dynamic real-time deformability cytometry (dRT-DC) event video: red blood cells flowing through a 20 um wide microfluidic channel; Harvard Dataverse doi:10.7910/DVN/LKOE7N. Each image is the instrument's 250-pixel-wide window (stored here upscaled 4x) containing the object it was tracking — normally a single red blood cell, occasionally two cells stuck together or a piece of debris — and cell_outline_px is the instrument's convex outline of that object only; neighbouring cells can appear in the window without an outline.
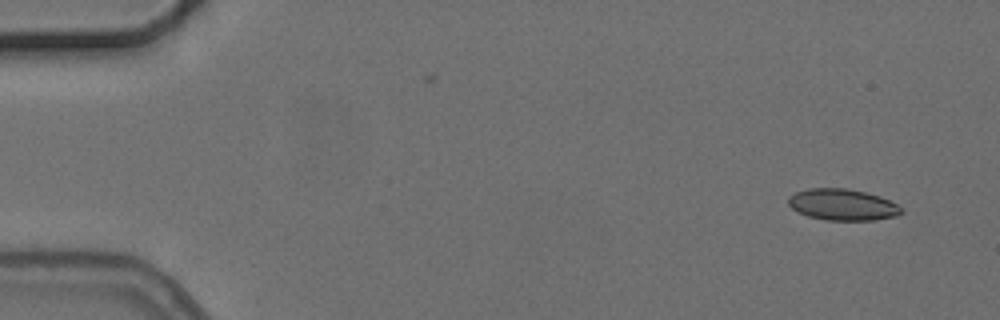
{"species": "common noctule bat (a hibernating species)", "species_latin": "Nyctalus noctula", "temperature_condition": "cold", "stored_images_in_passage": 6, "camera_frame_rate_fps": 3000, "um_per_image_px": 0.085, "animal": {"sex": "female", "body_mass_g": 24.6, "forearm_length_mm": 56.2}, "frame": {"image": 1, "passage_image": 1, "time_ms": 0.0, "image_size_px": [1000, 320], "cell_outline_px": [[904, 212], [896, 216], [876, 220], [824, 220], [808, 216], [792, 208], [788, 204], [788, 196], [796, 192], [808, 188], [848, 188], [880, 196], [896, 204]], "centroid_in_image_um": [71.6, 17.39], "position_along_channel_um": 13.4, "area_um2": 20.63}}
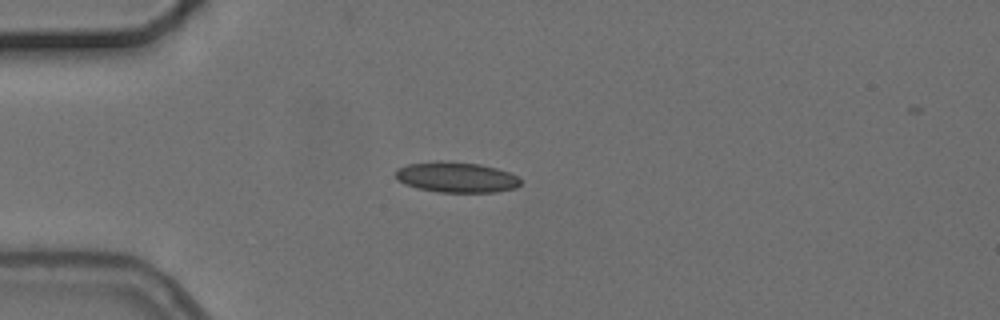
{"frame": {"image": 2, "passage_image": 4, "time_ms": 3.667, "image_size_px": [1000, 320], "cell_outline_px": [[520, 184], [516, 188], [496, 192], [440, 192], [420, 188], [404, 184], [396, 180], [396, 168], [408, 164], [436, 160], [440, 160], [480, 164], [496, 168], [508, 172], [516, 176], [520, 180]], "centroid_in_image_um": [38.76, 15.05], "position_along_channel_um": 46.2, "area_um2": 22.25}}
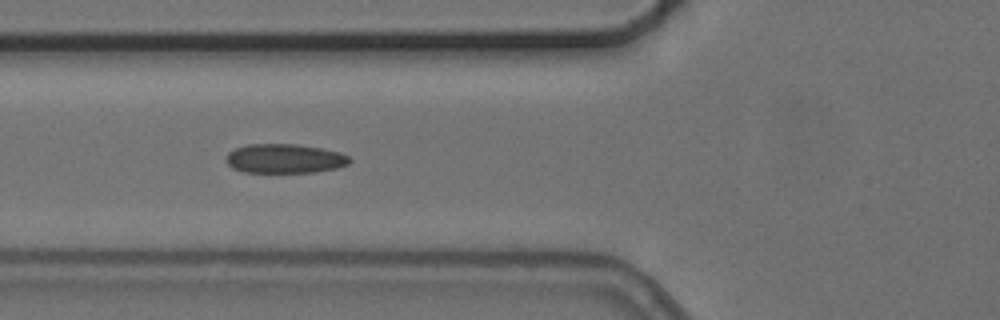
{"frame": {"image": 3, "passage_image": 6, "time_ms": 5.667, "image_size_px": [1000, 320], "cell_outline_px": [[352, 160], [348, 164], [336, 168], [316, 172], [244, 172], [232, 168], [224, 160], [228, 152], [236, 148], [248, 144], [296, 144], [324, 148], [340, 152], [348, 156]], "centroid_in_image_um": [24.19, 13.47], "position_along_channel_um": 101.6, "area_um2": 21.21}}